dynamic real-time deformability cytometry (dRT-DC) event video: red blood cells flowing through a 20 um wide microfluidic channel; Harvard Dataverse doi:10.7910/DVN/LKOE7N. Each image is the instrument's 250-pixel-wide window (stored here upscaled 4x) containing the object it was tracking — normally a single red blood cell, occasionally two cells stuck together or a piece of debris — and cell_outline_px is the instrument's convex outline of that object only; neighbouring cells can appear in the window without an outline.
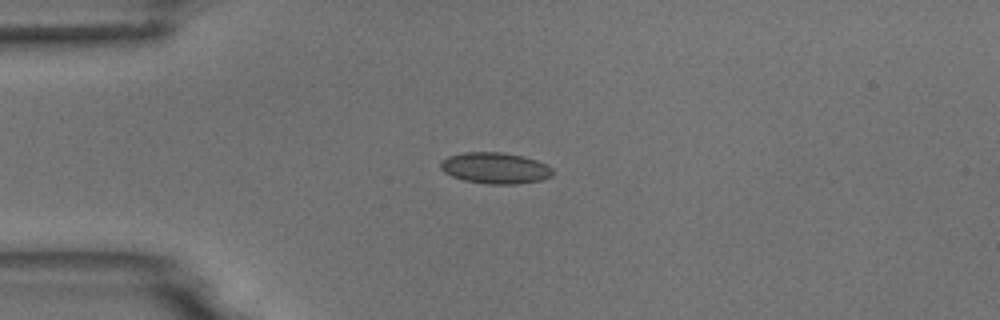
{"species": "common noctule bat (a hibernating species)", "species_latin": "Nyctalus noctula", "temperature_condition": "room temperature", "stored_images_in_passage": 6, "camera_frame_rate_fps": 3000, "um_per_image_px": 0.085, "animal": {"sex": "male", "body_mass_g": 18.8}, "frame": {"image": 1, "passage_image": 1, "time_ms": 0.0, "image_size_px": [1000, 320], "cell_outline_px": [[552, 176], [540, 180], [516, 184], [488, 184], [464, 180], [452, 176], [444, 172], [440, 168], [440, 160], [448, 156], [464, 152], [504, 152], [536, 160], [548, 164], [552, 168]], "centroid_in_image_um": [42.07, 14.28], "position_along_channel_um": 42.9, "area_um2": 20.4}}
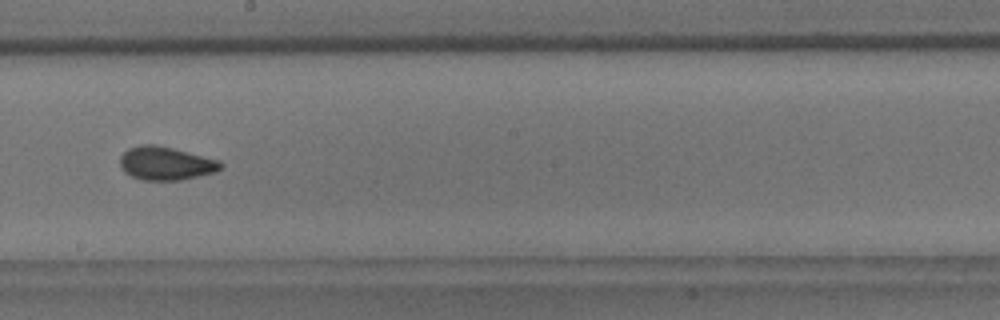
{"frame": {"image": 2, "passage_image": 6, "time_ms": 5.667, "image_size_px": [1000, 320], "cell_outline_px": [[224, 168], [216, 172], [180, 180], [140, 180], [124, 172], [120, 164], [120, 156], [128, 148], [140, 144], [156, 144], [220, 160], [224, 164]], "centroid_in_image_um": [14.11, 13.88], "position_along_channel_um": 234.1, "area_um2": 19.77}}